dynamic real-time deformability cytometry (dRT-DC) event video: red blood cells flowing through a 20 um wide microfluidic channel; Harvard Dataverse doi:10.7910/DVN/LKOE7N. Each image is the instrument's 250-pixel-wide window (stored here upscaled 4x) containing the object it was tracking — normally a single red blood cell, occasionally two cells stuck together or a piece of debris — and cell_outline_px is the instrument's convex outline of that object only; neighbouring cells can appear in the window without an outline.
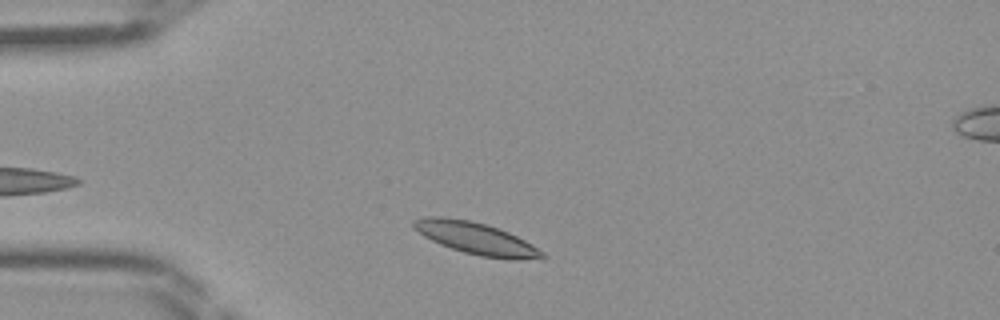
{"species": "Egyptian fruit bat (a non-hibernating species)", "species_latin": "Rousettus aegyptiacus", "temperature_condition": "room temperature", "stored_images_in_passage": 30, "camera_frame_rate_fps": 3000, "um_per_image_px": 0.085, "frame": {"image": 1, "passage_image": 3, "time_ms": 0.667, "image_size_px": [1000, 320], "cell_outline_px": [[548, 256], [516, 260], [512, 260], [480, 256], [464, 252], [440, 244], [424, 236], [412, 228], [412, 220], [428, 216], [440, 216], [472, 220], [488, 224], [500, 228], [532, 244], [544, 252]], "centroid_in_image_um": [40.44, 20.24], "position_along_channel_um": 44.6, "area_um2": 24.04}}
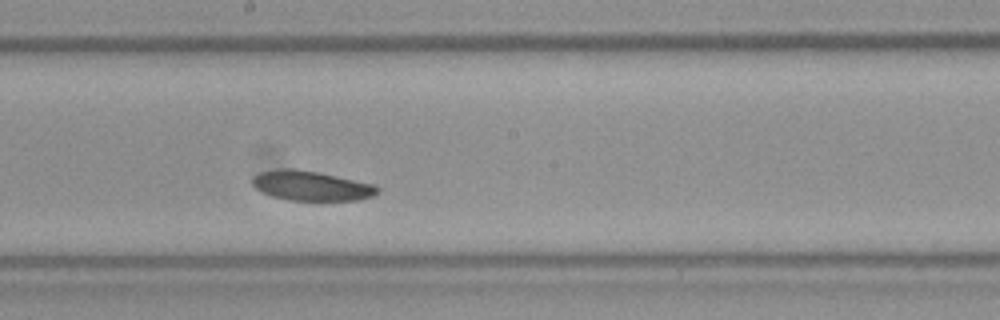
{"frame": {"image": 2, "passage_image": 17, "time_ms": 5.333, "image_size_px": [1000, 320], "cell_outline_px": [[380, 192], [372, 196], [356, 200], [288, 200], [272, 196], [256, 188], [252, 184], [252, 176], [260, 172], [280, 168], [296, 168], [320, 172], [376, 184], [380, 188]], "centroid_in_image_um": [26.48, 15.77], "position_along_channel_um": 221.7, "area_um2": 21.91}}
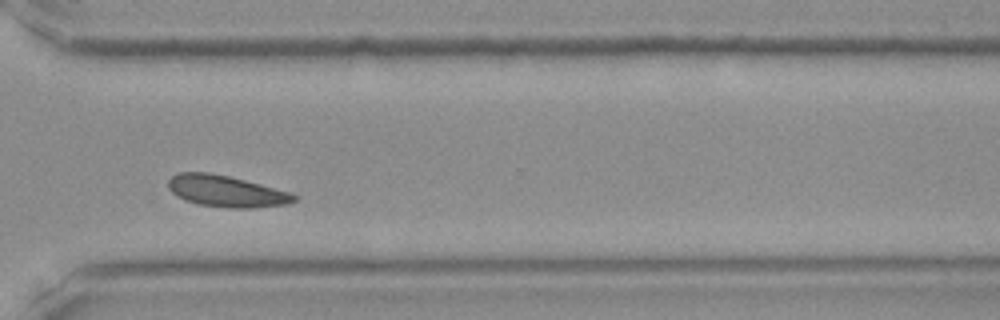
{"frame": {"image": 3, "passage_image": 26, "time_ms": 8.333, "image_size_px": [1000, 320], "cell_outline_px": [[296, 200], [288, 204], [252, 208], [232, 208], [196, 204], [184, 200], [176, 196], [168, 188], [168, 180], [176, 172], [208, 172], [228, 176], [292, 192], [296, 196]], "centroid_in_image_um": [19.21, 16.25], "position_along_channel_um": 351.4, "area_um2": 23.18}}